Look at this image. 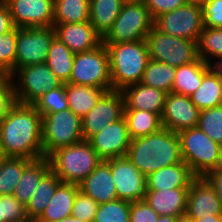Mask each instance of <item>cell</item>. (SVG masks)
<instances>
[{
  "instance_id": "obj_1",
  "label": "cell",
  "mask_w": 222,
  "mask_h": 222,
  "mask_svg": "<svg viewBox=\"0 0 222 222\" xmlns=\"http://www.w3.org/2000/svg\"><path fill=\"white\" fill-rule=\"evenodd\" d=\"M0 137L6 157H44L42 116L31 104L15 103L0 125Z\"/></svg>"
},
{
  "instance_id": "obj_2",
  "label": "cell",
  "mask_w": 222,
  "mask_h": 222,
  "mask_svg": "<svg viewBox=\"0 0 222 222\" xmlns=\"http://www.w3.org/2000/svg\"><path fill=\"white\" fill-rule=\"evenodd\" d=\"M127 158L144 175L181 163V148L179 135L165 127L149 134L131 140Z\"/></svg>"
},
{
  "instance_id": "obj_3",
  "label": "cell",
  "mask_w": 222,
  "mask_h": 222,
  "mask_svg": "<svg viewBox=\"0 0 222 222\" xmlns=\"http://www.w3.org/2000/svg\"><path fill=\"white\" fill-rule=\"evenodd\" d=\"M104 45L109 55L112 90L122 91L141 82L150 60L146 40Z\"/></svg>"
},
{
  "instance_id": "obj_4",
  "label": "cell",
  "mask_w": 222,
  "mask_h": 222,
  "mask_svg": "<svg viewBox=\"0 0 222 222\" xmlns=\"http://www.w3.org/2000/svg\"><path fill=\"white\" fill-rule=\"evenodd\" d=\"M51 170L64 183H81L102 161L88 140L56 149L49 156Z\"/></svg>"
},
{
  "instance_id": "obj_5",
  "label": "cell",
  "mask_w": 222,
  "mask_h": 222,
  "mask_svg": "<svg viewBox=\"0 0 222 222\" xmlns=\"http://www.w3.org/2000/svg\"><path fill=\"white\" fill-rule=\"evenodd\" d=\"M182 160L196 177L222 167V146L198 126L178 133Z\"/></svg>"
},
{
  "instance_id": "obj_6",
  "label": "cell",
  "mask_w": 222,
  "mask_h": 222,
  "mask_svg": "<svg viewBox=\"0 0 222 222\" xmlns=\"http://www.w3.org/2000/svg\"><path fill=\"white\" fill-rule=\"evenodd\" d=\"M154 27V19L144 2H124L103 44L135 42L146 39Z\"/></svg>"
},
{
  "instance_id": "obj_7",
  "label": "cell",
  "mask_w": 222,
  "mask_h": 222,
  "mask_svg": "<svg viewBox=\"0 0 222 222\" xmlns=\"http://www.w3.org/2000/svg\"><path fill=\"white\" fill-rule=\"evenodd\" d=\"M84 140L82 119L69 108L42 116L44 157L56 149Z\"/></svg>"
},
{
  "instance_id": "obj_8",
  "label": "cell",
  "mask_w": 222,
  "mask_h": 222,
  "mask_svg": "<svg viewBox=\"0 0 222 222\" xmlns=\"http://www.w3.org/2000/svg\"><path fill=\"white\" fill-rule=\"evenodd\" d=\"M68 83L112 90L109 55L103 43L96 49L75 53Z\"/></svg>"
},
{
  "instance_id": "obj_9",
  "label": "cell",
  "mask_w": 222,
  "mask_h": 222,
  "mask_svg": "<svg viewBox=\"0 0 222 222\" xmlns=\"http://www.w3.org/2000/svg\"><path fill=\"white\" fill-rule=\"evenodd\" d=\"M145 40L150 60L180 67L199 58L197 41L167 35L155 27L148 33Z\"/></svg>"
},
{
  "instance_id": "obj_10",
  "label": "cell",
  "mask_w": 222,
  "mask_h": 222,
  "mask_svg": "<svg viewBox=\"0 0 222 222\" xmlns=\"http://www.w3.org/2000/svg\"><path fill=\"white\" fill-rule=\"evenodd\" d=\"M11 78L15 82L13 85L16 102L21 104L33 105L47 91L63 84L46 63L22 67Z\"/></svg>"
},
{
  "instance_id": "obj_11",
  "label": "cell",
  "mask_w": 222,
  "mask_h": 222,
  "mask_svg": "<svg viewBox=\"0 0 222 222\" xmlns=\"http://www.w3.org/2000/svg\"><path fill=\"white\" fill-rule=\"evenodd\" d=\"M55 37L53 26L17 28L15 72L25 66L45 63Z\"/></svg>"
},
{
  "instance_id": "obj_12",
  "label": "cell",
  "mask_w": 222,
  "mask_h": 222,
  "mask_svg": "<svg viewBox=\"0 0 222 222\" xmlns=\"http://www.w3.org/2000/svg\"><path fill=\"white\" fill-rule=\"evenodd\" d=\"M154 27L167 35L198 41L204 28L202 7L184 4L156 17Z\"/></svg>"
},
{
  "instance_id": "obj_13",
  "label": "cell",
  "mask_w": 222,
  "mask_h": 222,
  "mask_svg": "<svg viewBox=\"0 0 222 222\" xmlns=\"http://www.w3.org/2000/svg\"><path fill=\"white\" fill-rule=\"evenodd\" d=\"M124 109L125 99L122 91L105 92L96 105L82 118L84 140H89L110 123L120 120L124 116Z\"/></svg>"
},
{
  "instance_id": "obj_14",
  "label": "cell",
  "mask_w": 222,
  "mask_h": 222,
  "mask_svg": "<svg viewBox=\"0 0 222 222\" xmlns=\"http://www.w3.org/2000/svg\"><path fill=\"white\" fill-rule=\"evenodd\" d=\"M106 161L111 167L118 199L130 202L145 200L146 176L133 165L127 156Z\"/></svg>"
},
{
  "instance_id": "obj_15",
  "label": "cell",
  "mask_w": 222,
  "mask_h": 222,
  "mask_svg": "<svg viewBox=\"0 0 222 222\" xmlns=\"http://www.w3.org/2000/svg\"><path fill=\"white\" fill-rule=\"evenodd\" d=\"M17 28L52 27L54 0H5Z\"/></svg>"
},
{
  "instance_id": "obj_16",
  "label": "cell",
  "mask_w": 222,
  "mask_h": 222,
  "mask_svg": "<svg viewBox=\"0 0 222 222\" xmlns=\"http://www.w3.org/2000/svg\"><path fill=\"white\" fill-rule=\"evenodd\" d=\"M131 137L124 116L110 123L106 128L93 135L88 141L102 160L124 157L127 155Z\"/></svg>"
},
{
  "instance_id": "obj_17",
  "label": "cell",
  "mask_w": 222,
  "mask_h": 222,
  "mask_svg": "<svg viewBox=\"0 0 222 222\" xmlns=\"http://www.w3.org/2000/svg\"><path fill=\"white\" fill-rule=\"evenodd\" d=\"M200 110L192 103L189 96L168 93L165 98L161 115L163 127L179 133L196 127L199 122Z\"/></svg>"
},
{
  "instance_id": "obj_18",
  "label": "cell",
  "mask_w": 222,
  "mask_h": 222,
  "mask_svg": "<svg viewBox=\"0 0 222 222\" xmlns=\"http://www.w3.org/2000/svg\"><path fill=\"white\" fill-rule=\"evenodd\" d=\"M186 215L193 220L208 215H222L221 200L203 177H196L190 184Z\"/></svg>"
},
{
  "instance_id": "obj_19",
  "label": "cell",
  "mask_w": 222,
  "mask_h": 222,
  "mask_svg": "<svg viewBox=\"0 0 222 222\" xmlns=\"http://www.w3.org/2000/svg\"><path fill=\"white\" fill-rule=\"evenodd\" d=\"M56 37L73 53L96 49L102 43V37L90 22L53 24Z\"/></svg>"
},
{
  "instance_id": "obj_20",
  "label": "cell",
  "mask_w": 222,
  "mask_h": 222,
  "mask_svg": "<svg viewBox=\"0 0 222 222\" xmlns=\"http://www.w3.org/2000/svg\"><path fill=\"white\" fill-rule=\"evenodd\" d=\"M110 164L102 160L81 183L79 190L98 204L118 199Z\"/></svg>"
},
{
  "instance_id": "obj_21",
  "label": "cell",
  "mask_w": 222,
  "mask_h": 222,
  "mask_svg": "<svg viewBox=\"0 0 222 222\" xmlns=\"http://www.w3.org/2000/svg\"><path fill=\"white\" fill-rule=\"evenodd\" d=\"M124 110H145L162 115L167 93L142 83L132 84L122 90Z\"/></svg>"
},
{
  "instance_id": "obj_22",
  "label": "cell",
  "mask_w": 222,
  "mask_h": 222,
  "mask_svg": "<svg viewBox=\"0 0 222 222\" xmlns=\"http://www.w3.org/2000/svg\"><path fill=\"white\" fill-rule=\"evenodd\" d=\"M189 188L147 190L145 201L160 215H186Z\"/></svg>"
},
{
  "instance_id": "obj_23",
  "label": "cell",
  "mask_w": 222,
  "mask_h": 222,
  "mask_svg": "<svg viewBox=\"0 0 222 222\" xmlns=\"http://www.w3.org/2000/svg\"><path fill=\"white\" fill-rule=\"evenodd\" d=\"M195 178L189 166L182 161L149 174L146 177V185L147 190L189 188Z\"/></svg>"
},
{
  "instance_id": "obj_24",
  "label": "cell",
  "mask_w": 222,
  "mask_h": 222,
  "mask_svg": "<svg viewBox=\"0 0 222 222\" xmlns=\"http://www.w3.org/2000/svg\"><path fill=\"white\" fill-rule=\"evenodd\" d=\"M78 191V184L61 182L57 186L51 201L38 219L43 222H58L71 216Z\"/></svg>"
},
{
  "instance_id": "obj_25",
  "label": "cell",
  "mask_w": 222,
  "mask_h": 222,
  "mask_svg": "<svg viewBox=\"0 0 222 222\" xmlns=\"http://www.w3.org/2000/svg\"><path fill=\"white\" fill-rule=\"evenodd\" d=\"M50 170L51 164L48 157L32 160L24 168L22 176L16 184L13 196L26 206L34 190Z\"/></svg>"
},
{
  "instance_id": "obj_26",
  "label": "cell",
  "mask_w": 222,
  "mask_h": 222,
  "mask_svg": "<svg viewBox=\"0 0 222 222\" xmlns=\"http://www.w3.org/2000/svg\"><path fill=\"white\" fill-rule=\"evenodd\" d=\"M210 69L209 64L198 58L180 67H176V75L172 93L190 96L200 87L203 75Z\"/></svg>"
},
{
  "instance_id": "obj_27",
  "label": "cell",
  "mask_w": 222,
  "mask_h": 222,
  "mask_svg": "<svg viewBox=\"0 0 222 222\" xmlns=\"http://www.w3.org/2000/svg\"><path fill=\"white\" fill-rule=\"evenodd\" d=\"M123 3L124 0H90L89 22L102 38L117 19Z\"/></svg>"
},
{
  "instance_id": "obj_28",
  "label": "cell",
  "mask_w": 222,
  "mask_h": 222,
  "mask_svg": "<svg viewBox=\"0 0 222 222\" xmlns=\"http://www.w3.org/2000/svg\"><path fill=\"white\" fill-rule=\"evenodd\" d=\"M105 92L98 87L66 83L68 107L81 119L96 105Z\"/></svg>"
},
{
  "instance_id": "obj_29",
  "label": "cell",
  "mask_w": 222,
  "mask_h": 222,
  "mask_svg": "<svg viewBox=\"0 0 222 222\" xmlns=\"http://www.w3.org/2000/svg\"><path fill=\"white\" fill-rule=\"evenodd\" d=\"M189 97L200 111L222 105V80L209 69L200 87Z\"/></svg>"
},
{
  "instance_id": "obj_30",
  "label": "cell",
  "mask_w": 222,
  "mask_h": 222,
  "mask_svg": "<svg viewBox=\"0 0 222 222\" xmlns=\"http://www.w3.org/2000/svg\"><path fill=\"white\" fill-rule=\"evenodd\" d=\"M61 182L52 170L42 178L25 206L28 219H38L42 215Z\"/></svg>"
},
{
  "instance_id": "obj_31",
  "label": "cell",
  "mask_w": 222,
  "mask_h": 222,
  "mask_svg": "<svg viewBox=\"0 0 222 222\" xmlns=\"http://www.w3.org/2000/svg\"><path fill=\"white\" fill-rule=\"evenodd\" d=\"M74 58L75 53L55 37L45 63L63 83H68L72 73Z\"/></svg>"
},
{
  "instance_id": "obj_32",
  "label": "cell",
  "mask_w": 222,
  "mask_h": 222,
  "mask_svg": "<svg viewBox=\"0 0 222 222\" xmlns=\"http://www.w3.org/2000/svg\"><path fill=\"white\" fill-rule=\"evenodd\" d=\"M124 118L131 139L147 136L163 127L160 115L145 110H124Z\"/></svg>"
},
{
  "instance_id": "obj_33",
  "label": "cell",
  "mask_w": 222,
  "mask_h": 222,
  "mask_svg": "<svg viewBox=\"0 0 222 222\" xmlns=\"http://www.w3.org/2000/svg\"><path fill=\"white\" fill-rule=\"evenodd\" d=\"M90 0H54L53 24L89 22Z\"/></svg>"
},
{
  "instance_id": "obj_34",
  "label": "cell",
  "mask_w": 222,
  "mask_h": 222,
  "mask_svg": "<svg viewBox=\"0 0 222 222\" xmlns=\"http://www.w3.org/2000/svg\"><path fill=\"white\" fill-rule=\"evenodd\" d=\"M175 75L176 67L163 62L149 60L140 83L168 94L172 92Z\"/></svg>"
},
{
  "instance_id": "obj_35",
  "label": "cell",
  "mask_w": 222,
  "mask_h": 222,
  "mask_svg": "<svg viewBox=\"0 0 222 222\" xmlns=\"http://www.w3.org/2000/svg\"><path fill=\"white\" fill-rule=\"evenodd\" d=\"M32 160L24 157H5L0 160V195H13L24 168Z\"/></svg>"
},
{
  "instance_id": "obj_36",
  "label": "cell",
  "mask_w": 222,
  "mask_h": 222,
  "mask_svg": "<svg viewBox=\"0 0 222 222\" xmlns=\"http://www.w3.org/2000/svg\"><path fill=\"white\" fill-rule=\"evenodd\" d=\"M198 56L205 63L222 56V28L204 27L197 41Z\"/></svg>"
},
{
  "instance_id": "obj_37",
  "label": "cell",
  "mask_w": 222,
  "mask_h": 222,
  "mask_svg": "<svg viewBox=\"0 0 222 222\" xmlns=\"http://www.w3.org/2000/svg\"><path fill=\"white\" fill-rule=\"evenodd\" d=\"M131 202L116 199L99 204L93 222H129Z\"/></svg>"
},
{
  "instance_id": "obj_38",
  "label": "cell",
  "mask_w": 222,
  "mask_h": 222,
  "mask_svg": "<svg viewBox=\"0 0 222 222\" xmlns=\"http://www.w3.org/2000/svg\"><path fill=\"white\" fill-rule=\"evenodd\" d=\"M33 106L37 109L41 116L68 109L66 83H63L55 89L47 91L37 99Z\"/></svg>"
},
{
  "instance_id": "obj_39",
  "label": "cell",
  "mask_w": 222,
  "mask_h": 222,
  "mask_svg": "<svg viewBox=\"0 0 222 222\" xmlns=\"http://www.w3.org/2000/svg\"><path fill=\"white\" fill-rule=\"evenodd\" d=\"M17 27L0 35V75L12 76L15 73Z\"/></svg>"
},
{
  "instance_id": "obj_40",
  "label": "cell",
  "mask_w": 222,
  "mask_h": 222,
  "mask_svg": "<svg viewBox=\"0 0 222 222\" xmlns=\"http://www.w3.org/2000/svg\"><path fill=\"white\" fill-rule=\"evenodd\" d=\"M197 126L222 146V105L201 110Z\"/></svg>"
},
{
  "instance_id": "obj_41",
  "label": "cell",
  "mask_w": 222,
  "mask_h": 222,
  "mask_svg": "<svg viewBox=\"0 0 222 222\" xmlns=\"http://www.w3.org/2000/svg\"><path fill=\"white\" fill-rule=\"evenodd\" d=\"M25 206L13 195H0V222H28Z\"/></svg>"
},
{
  "instance_id": "obj_42",
  "label": "cell",
  "mask_w": 222,
  "mask_h": 222,
  "mask_svg": "<svg viewBox=\"0 0 222 222\" xmlns=\"http://www.w3.org/2000/svg\"><path fill=\"white\" fill-rule=\"evenodd\" d=\"M99 204L80 190L77 192L71 216L83 221L93 222Z\"/></svg>"
},
{
  "instance_id": "obj_43",
  "label": "cell",
  "mask_w": 222,
  "mask_h": 222,
  "mask_svg": "<svg viewBox=\"0 0 222 222\" xmlns=\"http://www.w3.org/2000/svg\"><path fill=\"white\" fill-rule=\"evenodd\" d=\"M13 83L10 76L0 75V125L16 103Z\"/></svg>"
},
{
  "instance_id": "obj_44",
  "label": "cell",
  "mask_w": 222,
  "mask_h": 222,
  "mask_svg": "<svg viewBox=\"0 0 222 222\" xmlns=\"http://www.w3.org/2000/svg\"><path fill=\"white\" fill-rule=\"evenodd\" d=\"M202 11L204 27L222 28V0H208Z\"/></svg>"
},
{
  "instance_id": "obj_45",
  "label": "cell",
  "mask_w": 222,
  "mask_h": 222,
  "mask_svg": "<svg viewBox=\"0 0 222 222\" xmlns=\"http://www.w3.org/2000/svg\"><path fill=\"white\" fill-rule=\"evenodd\" d=\"M159 215L145 201L131 202L129 222H157Z\"/></svg>"
},
{
  "instance_id": "obj_46",
  "label": "cell",
  "mask_w": 222,
  "mask_h": 222,
  "mask_svg": "<svg viewBox=\"0 0 222 222\" xmlns=\"http://www.w3.org/2000/svg\"><path fill=\"white\" fill-rule=\"evenodd\" d=\"M143 2L150 11L153 19L185 4L184 0H144Z\"/></svg>"
},
{
  "instance_id": "obj_47",
  "label": "cell",
  "mask_w": 222,
  "mask_h": 222,
  "mask_svg": "<svg viewBox=\"0 0 222 222\" xmlns=\"http://www.w3.org/2000/svg\"><path fill=\"white\" fill-rule=\"evenodd\" d=\"M15 28L10 9L4 2H0V35L8 33Z\"/></svg>"
},
{
  "instance_id": "obj_48",
  "label": "cell",
  "mask_w": 222,
  "mask_h": 222,
  "mask_svg": "<svg viewBox=\"0 0 222 222\" xmlns=\"http://www.w3.org/2000/svg\"><path fill=\"white\" fill-rule=\"evenodd\" d=\"M203 178L215 189L222 203V167L207 172Z\"/></svg>"
},
{
  "instance_id": "obj_49",
  "label": "cell",
  "mask_w": 222,
  "mask_h": 222,
  "mask_svg": "<svg viewBox=\"0 0 222 222\" xmlns=\"http://www.w3.org/2000/svg\"><path fill=\"white\" fill-rule=\"evenodd\" d=\"M215 62L209 63L210 69L222 80V56L217 58ZM214 62V63H213Z\"/></svg>"
},
{
  "instance_id": "obj_50",
  "label": "cell",
  "mask_w": 222,
  "mask_h": 222,
  "mask_svg": "<svg viewBox=\"0 0 222 222\" xmlns=\"http://www.w3.org/2000/svg\"><path fill=\"white\" fill-rule=\"evenodd\" d=\"M194 222H222V215H208L203 218L195 219Z\"/></svg>"
},
{
  "instance_id": "obj_51",
  "label": "cell",
  "mask_w": 222,
  "mask_h": 222,
  "mask_svg": "<svg viewBox=\"0 0 222 222\" xmlns=\"http://www.w3.org/2000/svg\"><path fill=\"white\" fill-rule=\"evenodd\" d=\"M208 0H184L185 4L203 7Z\"/></svg>"
},
{
  "instance_id": "obj_52",
  "label": "cell",
  "mask_w": 222,
  "mask_h": 222,
  "mask_svg": "<svg viewBox=\"0 0 222 222\" xmlns=\"http://www.w3.org/2000/svg\"><path fill=\"white\" fill-rule=\"evenodd\" d=\"M177 217L160 215L157 222H176Z\"/></svg>"
},
{
  "instance_id": "obj_53",
  "label": "cell",
  "mask_w": 222,
  "mask_h": 222,
  "mask_svg": "<svg viewBox=\"0 0 222 222\" xmlns=\"http://www.w3.org/2000/svg\"><path fill=\"white\" fill-rule=\"evenodd\" d=\"M58 222H87V221H83L82 219H78L76 217L69 216V217H66L65 219L58 221Z\"/></svg>"
},
{
  "instance_id": "obj_54",
  "label": "cell",
  "mask_w": 222,
  "mask_h": 222,
  "mask_svg": "<svg viewBox=\"0 0 222 222\" xmlns=\"http://www.w3.org/2000/svg\"><path fill=\"white\" fill-rule=\"evenodd\" d=\"M176 222H194L193 219L189 218L187 215H183L180 217H177Z\"/></svg>"
},
{
  "instance_id": "obj_55",
  "label": "cell",
  "mask_w": 222,
  "mask_h": 222,
  "mask_svg": "<svg viewBox=\"0 0 222 222\" xmlns=\"http://www.w3.org/2000/svg\"><path fill=\"white\" fill-rule=\"evenodd\" d=\"M5 154L3 152V149H2V144H1V137H0V160L5 158Z\"/></svg>"
},
{
  "instance_id": "obj_56",
  "label": "cell",
  "mask_w": 222,
  "mask_h": 222,
  "mask_svg": "<svg viewBox=\"0 0 222 222\" xmlns=\"http://www.w3.org/2000/svg\"><path fill=\"white\" fill-rule=\"evenodd\" d=\"M144 0H124V2H143Z\"/></svg>"
},
{
  "instance_id": "obj_57",
  "label": "cell",
  "mask_w": 222,
  "mask_h": 222,
  "mask_svg": "<svg viewBox=\"0 0 222 222\" xmlns=\"http://www.w3.org/2000/svg\"><path fill=\"white\" fill-rule=\"evenodd\" d=\"M28 222H43V221L39 219H29Z\"/></svg>"
}]
</instances>
